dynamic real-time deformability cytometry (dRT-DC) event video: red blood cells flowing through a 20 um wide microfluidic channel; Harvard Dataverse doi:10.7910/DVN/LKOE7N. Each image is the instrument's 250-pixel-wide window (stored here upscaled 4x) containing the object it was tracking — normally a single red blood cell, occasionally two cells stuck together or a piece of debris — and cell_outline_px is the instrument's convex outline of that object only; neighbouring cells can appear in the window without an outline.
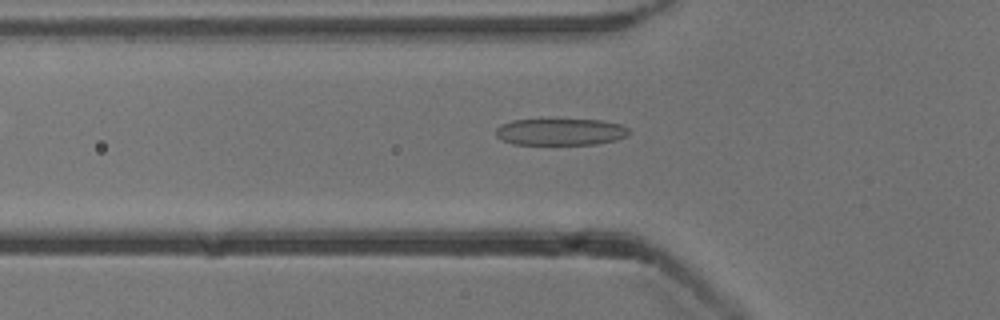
{"species": "common noctule bat (a hibernating species)", "species_latin": "Nyctalus noctula", "temperature_condition": "cold", "stored_images_in_passage": 45, "camera_frame_rate_fps": 3000, "um_per_image_px": 0.085, "animal": {"sex": "male", "body_mass_g": 13.3}, "frame": {"image": 1, "passage_image": 12, "time_ms": 3.667, "image_size_px": [1000, 320], "cell_outline_px": [[632, 132], [628, 136], [616, 140], [596, 144], [512, 144], [496, 136], [496, 128], [500, 124], [512, 120], [604, 120], [620, 124], [628, 128]], "centroid_in_image_um": [47.68, 11.21], "position_along_channel_um": 78.1, "area_um2": 20.81}}
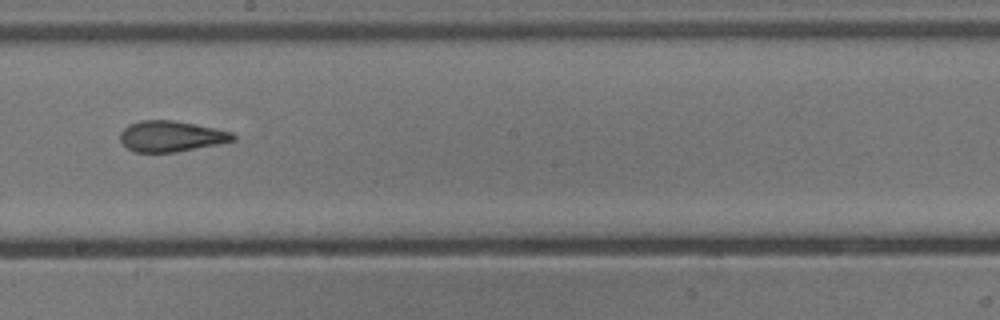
{"frame": {"image": 2, "passage_image": 24, "time_ms": 7.667, "image_size_px": [1000, 320], "cell_outline_px": [[236, 140], [176, 152], [132, 152], [120, 140], [120, 132], [128, 124], [140, 120], [172, 120], [232, 132], [236, 136]], "centroid_in_image_um": [14.5, 11.58], "position_along_channel_um": 233.7, "area_um2": 20.06}}
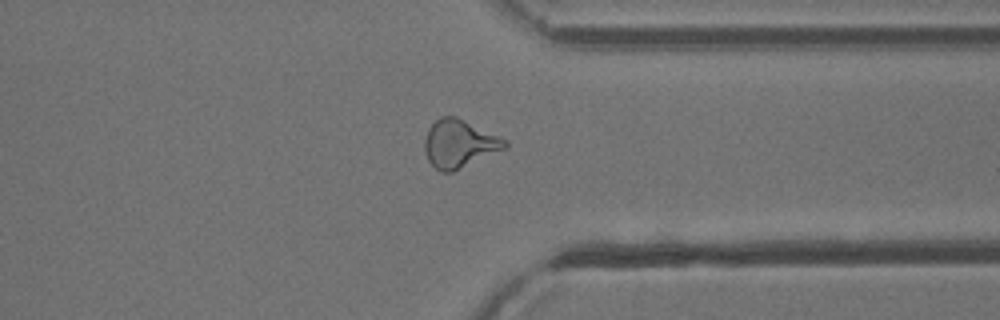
{"frame": {"image": 3, "passage_image": 35, "time_ms": 11.333, "image_size_px": [1000, 320], "cell_outline_px": [[508, 148], [452, 172], [440, 172], [428, 160], [424, 148], [424, 140], [428, 128], [440, 116], [456, 116], [508, 140]], "centroid_in_image_um": [39.05, 12.21], "position_along_channel_um": 372.3, "area_um2": 22.54}, "authors_computed_cell_mechanics": {"area_um2": 21.2704, "velocity_mm_per_s": 3.8567, "shape_relaxation_time_tau1_ms": 7.8028, "shape_relaxation_time_tau2_ms": 1.7478, "deformation_change_tau1": 0.2307, "deformation_change_tau2": 0.1124}}